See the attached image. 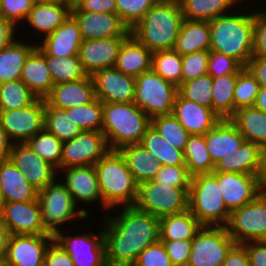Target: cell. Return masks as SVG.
I'll use <instances>...</instances> for the list:
<instances>
[{"label":"cell","instance_id":"4","mask_svg":"<svg viewBox=\"0 0 266 266\" xmlns=\"http://www.w3.org/2000/svg\"><path fill=\"white\" fill-rule=\"evenodd\" d=\"M94 167L105 211L116 210L118 206H134L139 184L118 150H109Z\"/></svg>","mask_w":266,"mask_h":266},{"label":"cell","instance_id":"56","mask_svg":"<svg viewBox=\"0 0 266 266\" xmlns=\"http://www.w3.org/2000/svg\"><path fill=\"white\" fill-rule=\"evenodd\" d=\"M173 266H187L192 248V239L162 241Z\"/></svg>","mask_w":266,"mask_h":266},{"label":"cell","instance_id":"17","mask_svg":"<svg viewBox=\"0 0 266 266\" xmlns=\"http://www.w3.org/2000/svg\"><path fill=\"white\" fill-rule=\"evenodd\" d=\"M212 174L217 178L224 204L230 213L252 202L261 193L256 175L233 172Z\"/></svg>","mask_w":266,"mask_h":266},{"label":"cell","instance_id":"57","mask_svg":"<svg viewBox=\"0 0 266 266\" xmlns=\"http://www.w3.org/2000/svg\"><path fill=\"white\" fill-rule=\"evenodd\" d=\"M253 56L266 57V10L254 12Z\"/></svg>","mask_w":266,"mask_h":266},{"label":"cell","instance_id":"61","mask_svg":"<svg viewBox=\"0 0 266 266\" xmlns=\"http://www.w3.org/2000/svg\"><path fill=\"white\" fill-rule=\"evenodd\" d=\"M221 266H251L246 248L242 244H235Z\"/></svg>","mask_w":266,"mask_h":266},{"label":"cell","instance_id":"26","mask_svg":"<svg viewBox=\"0 0 266 266\" xmlns=\"http://www.w3.org/2000/svg\"><path fill=\"white\" fill-rule=\"evenodd\" d=\"M206 147L215 164L224 156L238 150L245 138L230 119H221L204 134Z\"/></svg>","mask_w":266,"mask_h":266},{"label":"cell","instance_id":"69","mask_svg":"<svg viewBox=\"0 0 266 266\" xmlns=\"http://www.w3.org/2000/svg\"><path fill=\"white\" fill-rule=\"evenodd\" d=\"M0 266H14V265L4 257L0 259Z\"/></svg>","mask_w":266,"mask_h":266},{"label":"cell","instance_id":"41","mask_svg":"<svg viewBox=\"0 0 266 266\" xmlns=\"http://www.w3.org/2000/svg\"><path fill=\"white\" fill-rule=\"evenodd\" d=\"M45 59L53 85L81 80L89 76L84 70L78 55H70L67 57L45 55Z\"/></svg>","mask_w":266,"mask_h":266},{"label":"cell","instance_id":"33","mask_svg":"<svg viewBox=\"0 0 266 266\" xmlns=\"http://www.w3.org/2000/svg\"><path fill=\"white\" fill-rule=\"evenodd\" d=\"M173 49L181 56L210 50L209 21L184 19Z\"/></svg>","mask_w":266,"mask_h":266},{"label":"cell","instance_id":"10","mask_svg":"<svg viewBox=\"0 0 266 266\" xmlns=\"http://www.w3.org/2000/svg\"><path fill=\"white\" fill-rule=\"evenodd\" d=\"M225 227L235 244L266 241V193L233 210Z\"/></svg>","mask_w":266,"mask_h":266},{"label":"cell","instance_id":"3","mask_svg":"<svg viewBox=\"0 0 266 266\" xmlns=\"http://www.w3.org/2000/svg\"><path fill=\"white\" fill-rule=\"evenodd\" d=\"M184 16L176 1H157L144 17L130 30L151 52L171 50Z\"/></svg>","mask_w":266,"mask_h":266},{"label":"cell","instance_id":"39","mask_svg":"<svg viewBox=\"0 0 266 266\" xmlns=\"http://www.w3.org/2000/svg\"><path fill=\"white\" fill-rule=\"evenodd\" d=\"M238 74H226L213 78L212 109L221 119L235 114L234 89Z\"/></svg>","mask_w":266,"mask_h":266},{"label":"cell","instance_id":"68","mask_svg":"<svg viewBox=\"0 0 266 266\" xmlns=\"http://www.w3.org/2000/svg\"><path fill=\"white\" fill-rule=\"evenodd\" d=\"M4 204H5V200H4V197H3V194H2V190L0 188V220H1V217H2Z\"/></svg>","mask_w":266,"mask_h":266},{"label":"cell","instance_id":"18","mask_svg":"<svg viewBox=\"0 0 266 266\" xmlns=\"http://www.w3.org/2000/svg\"><path fill=\"white\" fill-rule=\"evenodd\" d=\"M94 94L103 103L134 102L135 77L111 67L100 70L92 76Z\"/></svg>","mask_w":266,"mask_h":266},{"label":"cell","instance_id":"7","mask_svg":"<svg viewBox=\"0 0 266 266\" xmlns=\"http://www.w3.org/2000/svg\"><path fill=\"white\" fill-rule=\"evenodd\" d=\"M38 200L44 227L53 235L61 229L59 227L63 229L65 223H72L77 217L88 219V211L78 209L65 184L58 178L38 192Z\"/></svg>","mask_w":266,"mask_h":266},{"label":"cell","instance_id":"27","mask_svg":"<svg viewBox=\"0 0 266 266\" xmlns=\"http://www.w3.org/2000/svg\"><path fill=\"white\" fill-rule=\"evenodd\" d=\"M71 7L69 3H50L37 0L24 23L30 25L28 27L32 29L31 31L34 28V33L39 32L40 35L43 34V37H46L69 17Z\"/></svg>","mask_w":266,"mask_h":266},{"label":"cell","instance_id":"6","mask_svg":"<svg viewBox=\"0 0 266 266\" xmlns=\"http://www.w3.org/2000/svg\"><path fill=\"white\" fill-rule=\"evenodd\" d=\"M189 210L203 226L227 225L230 212L224 204L217 178L212 173L192 176Z\"/></svg>","mask_w":266,"mask_h":266},{"label":"cell","instance_id":"55","mask_svg":"<svg viewBox=\"0 0 266 266\" xmlns=\"http://www.w3.org/2000/svg\"><path fill=\"white\" fill-rule=\"evenodd\" d=\"M133 266H173L161 240L147 246Z\"/></svg>","mask_w":266,"mask_h":266},{"label":"cell","instance_id":"52","mask_svg":"<svg viewBox=\"0 0 266 266\" xmlns=\"http://www.w3.org/2000/svg\"><path fill=\"white\" fill-rule=\"evenodd\" d=\"M37 0H0V16L10 21L15 27L23 25ZM23 21V22H21Z\"/></svg>","mask_w":266,"mask_h":266},{"label":"cell","instance_id":"64","mask_svg":"<svg viewBox=\"0 0 266 266\" xmlns=\"http://www.w3.org/2000/svg\"><path fill=\"white\" fill-rule=\"evenodd\" d=\"M258 184L262 193H266V146L261 147L259 168L256 173Z\"/></svg>","mask_w":266,"mask_h":266},{"label":"cell","instance_id":"59","mask_svg":"<svg viewBox=\"0 0 266 266\" xmlns=\"http://www.w3.org/2000/svg\"><path fill=\"white\" fill-rule=\"evenodd\" d=\"M75 5L85 12L116 13V0H79Z\"/></svg>","mask_w":266,"mask_h":266},{"label":"cell","instance_id":"49","mask_svg":"<svg viewBox=\"0 0 266 266\" xmlns=\"http://www.w3.org/2000/svg\"><path fill=\"white\" fill-rule=\"evenodd\" d=\"M260 86L251 72L244 67L237 76L234 89L235 111L253 106L259 92Z\"/></svg>","mask_w":266,"mask_h":266},{"label":"cell","instance_id":"42","mask_svg":"<svg viewBox=\"0 0 266 266\" xmlns=\"http://www.w3.org/2000/svg\"><path fill=\"white\" fill-rule=\"evenodd\" d=\"M183 152L186 167L192 176L213 172L215 164L207 150L204 135H190Z\"/></svg>","mask_w":266,"mask_h":266},{"label":"cell","instance_id":"13","mask_svg":"<svg viewBox=\"0 0 266 266\" xmlns=\"http://www.w3.org/2000/svg\"><path fill=\"white\" fill-rule=\"evenodd\" d=\"M45 100L14 110L0 111V124L13 143H25L44 129Z\"/></svg>","mask_w":266,"mask_h":266},{"label":"cell","instance_id":"62","mask_svg":"<svg viewBox=\"0 0 266 266\" xmlns=\"http://www.w3.org/2000/svg\"><path fill=\"white\" fill-rule=\"evenodd\" d=\"M246 68L255 77L260 87H266V57L252 56Z\"/></svg>","mask_w":266,"mask_h":266},{"label":"cell","instance_id":"72","mask_svg":"<svg viewBox=\"0 0 266 266\" xmlns=\"http://www.w3.org/2000/svg\"><path fill=\"white\" fill-rule=\"evenodd\" d=\"M158 1H160V0H158ZM161 1H176V2H178V0H161Z\"/></svg>","mask_w":266,"mask_h":266},{"label":"cell","instance_id":"22","mask_svg":"<svg viewBox=\"0 0 266 266\" xmlns=\"http://www.w3.org/2000/svg\"><path fill=\"white\" fill-rule=\"evenodd\" d=\"M64 177L62 182L70 192L75 204L100 202L103 208V199L99 189L97 172L94 166H78L60 169ZM80 201V202H79Z\"/></svg>","mask_w":266,"mask_h":266},{"label":"cell","instance_id":"16","mask_svg":"<svg viewBox=\"0 0 266 266\" xmlns=\"http://www.w3.org/2000/svg\"><path fill=\"white\" fill-rule=\"evenodd\" d=\"M1 221L11 235H42L49 233L42 222L38 199L4 204Z\"/></svg>","mask_w":266,"mask_h":266},{"label":"cell","instance_id":"1","mask_svg":"<svg viewBox=\"0 0 266 266\" xmlns=\"http://www.w3.org/2000/svg\"><path fill=\"white\" fill-rule=\"evenodd\" d=\"M121 208L115 216L103 217L107 266H133L140 252L160 240L158 217L135 206Z\"/></svg>","mask_w":266,"mask_h":266},{"label":"cell","instance_id":"30","mask_svg":"<svg viewBox=\"0 0 266 266\" xmlns=\"http://www.w3.org/2000/svg\"><path fill=\"white\" fill-rule=\"evenodd\" d=\"M20 79L37 96L45 98L53 87L44 53L36 46L27 56Z\"/></svg>","mask_w":266,"mask_h":266},{"label":"cell","instance_id":"44","mask_svg":"<svg viewBox=\"0 0 266 266\" xmlns=\"http://www.w3.org/2000/svg\"><path fill=\"white\" fill-rule=\"evenodd\" d=\"M40 158L54 166L58 173L61 169L62 141L45 129L25 142Z\"/></svg>","mask_w":266,"mask_h":266},{"label":"cell","instance_id":"66","mask_svg":"<svg viewBox=\"0 0 266 266\" xmlns=\"http://www.w3.org/2000/svg\"><path fill=\"white\" fill-rule=\"evenodd\" d=\"M10 235L7 227L0 220V259L6 256Z\"/></svg>","mask_w":266,"mask_h":266},{"label":"cell","instance_id":"14","mask_svg":"<svg viewBox=\"0 0 266 266\" xmlns=\"http://www.w3.org/2000/svg\"><path fill=\"white\" fill-rule=\"evenodd\" d=\"M106 137L99 131H82L62 143L61 169L94 166L108 151Z\"/></svg>","mask_w":266,"mask_h":266},{"label":"cell","instance_id":"15","mask_svg":"<svg viewBox=\"0 0 266 266\" xmlns=\"http://www.w3.org/2000/svg\"><path fill=\"white\" fill-rule=\"evenodd\" d=\"M71 15L79 25L83 40L128 37L131 34L116 13L85 12L72 5Z\"/></svg>","mask_w":266,"mask_h":266},{"label":"cell","instance_id":"51","mask_svg":"<svg viewBox=\"0 0 266 266\" xmlns=\"http://www.w3.org/2000/svg\"><path fill=\"white\" fill-rule=\"evenodd\" d=\"M209 50L182 55L181 84L188 80L207 74Z\"/></svg>","mask_w":266,"mask_h":266},{"label":"cell","instance_id":"37","mask_svg":"<svg viewBox=\"0 0 266 266\" xmlns=\"http://www.w3.org/2000/svg\"><path fill=\"white\" fill-rule=\"evenodd\" d=\"M243 0H178L186 20L211 21L231 12V7L241 5Z\"/></svg>","mask_w":266,"mask_h":266},{"label":"cell","instance_id":"25","mask_svg":"<svg viewBox=\"0 0 266 266\" xmlns=\"http://www.w3.org/2000/svg\"><path fill=\"white\" fill-rule=\"evenodd\" d=\"M94 98L93 80L88 76L85 79L53 85L44 100L49 106L67 110L87 104Z\"/></svg>","mask_w":266,"mask_h":266},{"label":"cell","instance_id":"70","mask_svg":"<svg viewBox=\"0 0 266 266\" xmlns=\"http://www.w3.org/2000/svg\"><path fill=\"white\" fill-rule=\"evenodd\" d=\"M43 2H50V3H69V0H41Z\"/></svg>","mask_w":266,"mask_h":266},{"label":"cell","instance_id":"34","mask_svg":"<svg viewBox=\"0 0 266 266\" xmlns=\"http://www.w3.org/2000/svg\"><path fill=\"white\" fill-rule=\"evenodd\" d=\"M203 225L188 209L184 212L159 218L161 241L193 239Z\"/></svg>","mask_w":266,"mask_h":266},{"label":"cell","instance_id":"12","mask_svg":"<svg viewBox=\"0 0 266 266\" xmlns=\"http://www.w3.org/2000/svg\"><path fill=\"white\" fill-rule=\"evenodd\" d=\"M61 230L53 235L54 240L70 255L74 266H107L103 228L98 234L66 235V230Z\"/></svg>","mask_w":266,"mask_h":266},{"label":"cell","instance_id":"46","mask_svg":"<svg viewBox=\"0 0 266 266\" xmlns=\"http://www.w3.org/2000/svg\"><path fill=\"white\" fill-rule=\"evenodd\" d=\"M71 113L72 119L82 131H99L103 127V102L94 98L84 105H77L67 109Z\"/></svg>","mask_w":266,"mask_h":266},{"label":"cell","instance_id":"60","mask_svg":"<svg viewBox=\"0 0 266 266\" xmlns=\"http://www.w3.org/2000/svg\"><path fill=\"white\" fill-rule=\"evenodd\" d=\"M242 245L246 248L251 266H266V241H250Z\"/></svg>","mask_w":266,"mask_h":266},{"label":"cell","instance_id":"43","mask_svg":"<svg viewBox=\"0 0 266 266\" xmlns=\"http://www.w3.org/2000/svg\"><path fill=\"white\" fill-rule=\"evenodd\" d=\"M36 99L37 96L21 79L0 84V111L23 108Z\"/></svg>","mask_w":266,"mask_h":266},{"label":"cell","instance_id":"58","mask_svg":"<svg viewBox=\"0 0 266 266\" xmlns=\"http://www.w3.org/2000/svg\"><path fill=\"white\" fill-rule=\"evenodd\" d=\"M43 266H74L70 255L53 240L47 248Z\"/></svg>","mask_w":266,"mask_h":266},{"label":"cell","instance_id":"19","mask_svg":"<svg viewBox=\"0 0 266 266\" xmlns=\"http://www.w3.org/2000/svg\"><path fill=\"white\" fill-rule=\"evenodd\" d=\"M10 160L24 173L28 183L40 191L59 175L57 169L36 155L26 143H13Z\"/></svg>","mask_w":266,"mask_h":266},{"label":"cell","instance_id":"2","mask_svg":"<svg viewBox=\"0 0 266 266\" xmlns=\"http://www.w3.org/2000/svg\"><path fill=\"white\" fill-rule=\"evenodd\" d=\"M237 12L209 21L210 50L224 53L246 67L253 56L254 11Z\"/></svg>","mask_w":266,"mask_h":266},{"label":"cell","instance_id":"35","mask_svg":"<svg viewBox=\"0 0 266 266\" xmlns=\"http://www.w3.org/2000/svg\"><path fill=\"white\" fill-rule=\"evenodd\" d=\"M20 40L17 38L0 50V84L20 79L27 56L37 46Z\"/></svg>","mask_w":266,"mask_h":266},{"label":"cell","instance_id":"48","mask_svg":"<svg viewBox=\"0 0 266 266\" xmlns=\"http://www.w3.org/2000/svg\"><path fill=\"white\" fill-rule=\"evenodd\" d=\"M212 82L213 77L205 74L183 82L178 87V93L187 100L212 108Z\"/></svg>","mask_w":266,"mask_h":266},{"label":"cell","instance_id":"40","mask_svg":"<svg viewBox=\"0 0 266 266\" xmlns=\"http://www.w3.org/2000/svg\"><path fill=\"white\" fill-rule=\"evenodd\" d=\"M44 129L54 134L64 142L75 138L82 132L81 128L72 119L71 113L65 109L49 106L45 102Z\"/></svg>","mask_w":266,"mask_h":266},{"label":"cell","instance_id":"63","mask_svg":"<svg viewBox=\"0 0 266 266\" xmlns=\"http://www.w3.org/2000/svg\"><path fill=\"white\" fill-rule=\"evenodd\" d=\"M19 27L20 24L18 27H15L10 21L0 16V50L18 37L16 33L20 30Z\"/></svg>","mask_w":266,"mask_h":266},{"label":"cell","instance_id":"24","mask_svg":"<svg viewBox=\"0 0 266 266\" xmlns=\"http://www.w3.org/2000/svg\"><path fill=\"white\" fill-rule=\"evenodd\" d=\"M41 44H37L44 55L67 57L78 55V49L83 42L79 25L70 14L50 35L41 36Z\"/></svg>","mask_w":266,"mask_h":266},{"label":"cell","instance_id":"45","mask_svg":"<svg viewBox=\"0 0 266 266\" xmlns=\"http://www.w3.org/2000/svg\"><path fill=\"white\" fill-rule=\"evenodd\" d=\"M152 70L179 87L182 75V56L174 49L153 52Z\"/></svg>","mask_w":266,"mask_h":266},{"label":"cell","instance_id":"71","mask_svg":"<svg viewBox=\"0 0 266 266\" xmlns=\"http://www.w3.org/2000/svg\"><path fill=\"white\" fill-rule=\"evenodd\" d=\"M79 0H69V4L72 6V5H75Z\"/></svg>","mask_w":266,"mask_h":266},{"label":"cell","instance_id":"11","mask_svg":"<svg viewBox=\"0 0 266 266\" xmlns=\"http://www.w3.org/2000/svg\"><path fill=\"white\" fill-rule=\"evenodd\" d=\"M234 245L226 227L203 226L192 239L187 266H221Z\"/></svg>","mask_w":266,"mask_h":266},{"label":"cell","instance_id":"32","mask_svg":"<svg viewBox=\"0 0 266 266\" xmlns=\"http://www.w3.org/2000/svg\"><path fill=\"white\" fill-rule=\"evenodd\" d=\"M118 151L138 184L153 180L161 167L156 158L140 143L124 146Z\"/></svg>","mask_w":266,"mask_h":266},{"label":"cell","instance_id":"36","mask_svg":"<svg viewBox=\"0 0 266 266\" xmlns=\"http://www.w3.org/2000/svg\"><path fill=\"white\" fill-rule=\"evenodd\" d=\"M230 120L236 125L246 141L266 146V112L254 106L240 108Z\"/></svg>","mask_w":266,"mask_h":266},{"label":"cell","instance_id":"28","mask_svg":"<svg viewBox=\"0 0 266 266\" xmlns=\"http://www.w3.org/2000/svg\"><path fill=\"white\" fill-rule=\"evenodd\" d=\"M152 56L153 52L130 34L120 47L114 67L136 77L152 69Z\"/></svg>","mask_w":266,"mask_h":266},{"label":"cell","instance_id":"9","mask_svg":"<svg viewBox=\"0 0 266 266\" xmlns=\"http://www.w3.org/2000/svg\"><path fill=\"white\" fill-rule=\"evenodd\" d=\"M134 103L150 119L173 112L178 87L163 79L152 69L135 77Z\"/></svg>","mask_w":266,"mask_h":266},{"label":"cell","instance_id":"65","mask_svg":"<svg viewBox=\"0 0 266 266\" xmlns=\"http://www.w3.org/2000/svg\"><path fill=\"white\" fill-rule=\"evenodd\" d=\"M13 142L0 124V164L10 159Z\"/></svg>","mask_w":266,"mask_h":266},{"label":"cell","instance_id":"50","mask_svg":"<svg viewBox=\"0 0 266 266\" xmlns=\"http://www.w3.org/2000/svg\"><path fill=\"white\" fill-rule=\"evenodd\" d=\"M158 0H116V14L131 30Z\"/></svg>","mask_w":266,"mask_h":266},{"label":"cell","instance_id":"38","mask_svg":"<svg viewBox=\"0 0 266 266\" xmlns=\"http://www.w3.org/2000/svg\"><path fill=\"white\" fill-rule=\"evenodd\" d=\"M140 144L161 166L186 165L184 152L173 148L152 125L147 128Z\"/></svg>","mask_w":266,"mask_h":266},{"label":"cell","instance_id":"5","mask_svg":"<svg viewBox=\"0 0 266 266\" xmlns=\"http://www.w3.org/2000/svg\"><path fill=\"white\" fill-rule=\"evenodd\" d=\"M150 125L149 116L134 102L103 103L102 133L110 150L140 143Z\"/></svg>","mask_w":266,"mask_h":266},{"label":"cell","instance_id":"53","mask_svg":"<svg viewBox=\"0 0 266 266\" xmlns=\"http://www.w3.org/2000/svg\"><path fill=\"white\" fill-rule=\"evenodd\" d=\"M244 67L234 58L209 50L207 74L217 78L226 74H238Z\"/></svg>","mask_w":266,"mask_h":266},{"label":"cell","instance_id":"23","mask_svg":"<svg viewBox=\"0 0 266 266\" xmlns=\"http://www.w3.org/2000/svg\"><path fill=\"white\" fill-rule=\"evenodd\" d=\"M172 114L190 135H204L221 120L212 108L187 100L179 93Z\"/></svg>","mask_w":266,"mask_h":266},{"label":"cell","instance_id":"20","mask_svg":"<svg viewBox=\"0 0 266 266\" xmlns=\"http://www.w3.org/2000/svg\"><path fill=\"white\" fill-rule=\"evenodd\" d=\"M127 37L83 40L78 57L89 76L115 66L120 47Z\"/></svg>","mask_w":266,"mask_h":266},{"label":"cell","instance_id":"67","mask_svg":"<svg viewBox=\"0 0 266 266\" xmlns=\"http://www.w3.org/2000/svg\"><path fill=\"white\" fill-rule=\"evenodd\" d=\"M253 106L263 112H266V87H260Z\"/></svg>","mask_w":266,"mask_h":266},{"label":"cell","instance_id":"31","mask_svg":"<svg viewBox=\"0 0 266 266\" xmlns=\"http://www.w3.org/2000/svg\"><path fill=\"white\" fill-rule=\"evenodd\" d=\"M261 147L244 141L238 150L221 158L215 163L213 172H233L256 175L259 168Z\"/></svg>","mask_w":266,"mask_h":266},{"label":"cell","instance_id":"29","mask_svg":"<svg viewBox=\"0 0 266 266\" xmlns=\"http://www.w3.org/2000/svg\"><path fill=\"white\" fill-rule=\"evenodd\" d=\"M0 188L7 202H27L38 199V190L31 186L9 159L0 164Z\"/></svg>","mask_w":266,"mask_h":266},{"label":"cell","instance_id":"47","mask_svg":"<svg viewBox=\"0 0 266 266\" xmlns=\"http://www.w3.org/2000/svg\"><path fill=\"white\" fill-rule=\"evenodd\" d=\"M151 125L173 148L184 151L190 134L173 114L152 118Z\"/></svg>","mask_w":266,"mask_h":266},{"label":"cell","instance_id":"54","mask_svg":"<svg viewBox=\"0 0 266 266\" xmlns=\"http://www.w3.org/2000/svg\"><path fill=\"white\" fill-rule=\"evenodd\" d=\"M192 175L186 165L161 166L154 180L178 188H190Z\"/></svg>","mask_w":266,"mask_h":266},{"label":"cell","instance_id":"8","mask_svg":"<svg viewBox=\"0 0 266 266\" xmlns=\"http://www.w3.org/2000/svg\"><path fill=\"white\" fill-rule=\"evenodd\" d=\"M189 190L149 180L138 185L134 206L158 218L178 214L189 209Z\"/></svg>","mask_w":266,"mask_h":266},{"label":"cell","instance_id":"21","mask_svg":"<svg viewBox=\"0 0 266 266\" xmlns=\"http://www.w3.org/2000/svg\"><path fill=\"white\" fill-rule=\"evenodd\" d=\"M53 234L10 235L5 258L14 266H43Z\"/></svg>","mask_w":266,"mask_h":266}]
</instances>
